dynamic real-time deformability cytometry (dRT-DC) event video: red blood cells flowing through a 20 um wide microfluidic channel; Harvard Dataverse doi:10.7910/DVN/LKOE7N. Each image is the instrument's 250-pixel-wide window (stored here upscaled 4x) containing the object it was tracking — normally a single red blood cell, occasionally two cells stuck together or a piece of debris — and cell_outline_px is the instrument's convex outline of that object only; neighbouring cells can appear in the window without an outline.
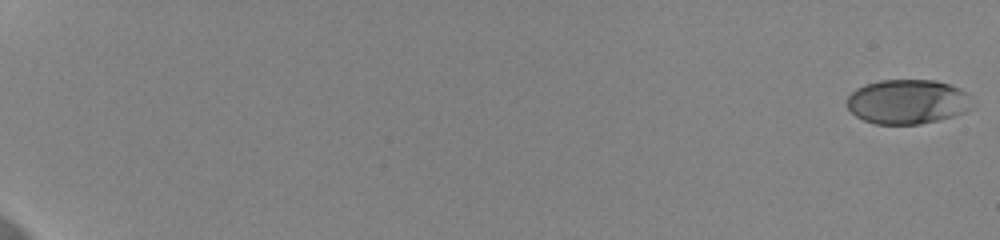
{"species": "human", "species_latin": "Homo sapiens", "temperature_condition": "cold", "stored_images_in_passage": 59, "camera_frame_rate_fps": 3000, "um_per_image_px": 0.085, "donor": {"sex": "female"}, "frame": {"image": 1, "passage_image": 1, "time_ms": 0.0, "image_size_px": [1000, 240], "cell_outline_px": [[976, 104], [972, 108], [964, 112], [940, 120], [920, 124], [876, 124], [864, 120], [856, 116], [848, 108], [848, 96], [856, 88], [864, 84], [880, 80], [936, 80], [960, 88]], "centroid_in_image_um": [77.16, 8.64], "position_along_channel_um": 7.8, "area_um2": 32.66}}
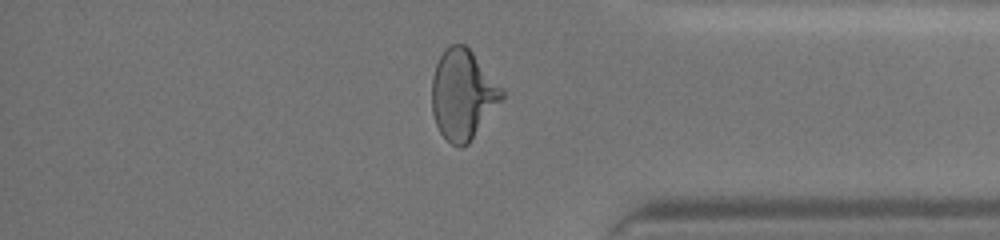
{"frame": {"image": 2, "passage_image": 52, "time_ms": 17.0, "image_size_px": [1000, 240], "cell_outline_px": [[504, 96], [468, 144], [460, 148], [452, 144], [440, 132], [436, 124], [432, 112], [432, 76], [436, 64], [444, 48], [452, 44], [464, 44], [472, 52], [504, 88]], "centroid_in_image_um": [39.33, 8.02], "position_along_channel_um": 395.9, "area_um2": 36.47}}
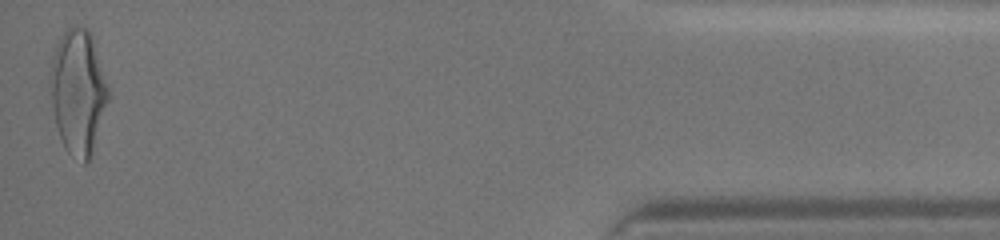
{"frame": {"image": 3, "passage_image": 59, "time_ms": 19.333, "image_size_px": [1000, 240], "cell_outline_px": [[112, 92], [92, 152], [88, 160], [84, 164], [68, 152], [64, 148], [56, 124], [52, 104], [48, 80], [52, 56], [56, 44], [64, 32], [72, 24], [88, 28], [92, 36]], "centroid_in_image_um": [6.66, 7.75], "position_along_channel_um": 428.5, "area_um2": 42.83}, "authors_computed_cell_mechanics": {"area_um2": 34.8534, "velocity_mm_per_s": 3.6508, "shape_relaxation_time_tau1_ms": 3.6444, "shape_relaxation_time_tau2_ms": 1.2627, "deformation_change_tau1": 0.1681, "deformation_change_tau2": 0.0585}}